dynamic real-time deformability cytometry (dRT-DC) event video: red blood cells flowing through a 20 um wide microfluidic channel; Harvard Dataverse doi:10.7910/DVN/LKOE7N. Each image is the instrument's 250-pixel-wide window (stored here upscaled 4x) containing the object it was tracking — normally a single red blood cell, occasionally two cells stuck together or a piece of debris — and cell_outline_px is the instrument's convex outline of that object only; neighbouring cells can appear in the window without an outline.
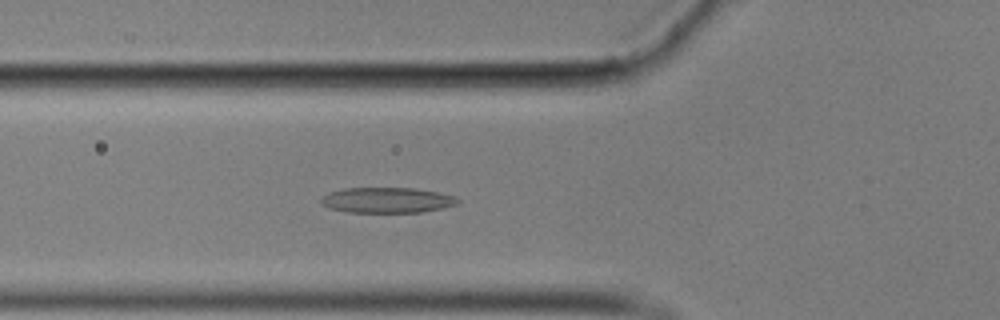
{"species": "common noctule bat (a hibernating species)", "species_latin": "Nyctalus noctula", "temperature_condition": "cold", "stored_images_in_passage": 57, "camera_frame_rate_fps": 3000, "um_per_image_px": 0.085, "animal": {"sex": "male", "body_mass_g": 17.9}, "frame": {"image": 1, "passage_image": 21, "time_ms": 6.667, "image_size_px": [1000, 320], "cell_outline_px": [[460, 204], [444, 208], [420, 212], [344, 212], [328, 208], [320, 204], [320, 200], [328, 192], [344, 188], [416, 188], [440, 192], [456, 196], [460, 200]], "centroid_in_image_um": [32.93, 17.01], "position_along_channel_um": 92.9, "area_um2": 20.63}}
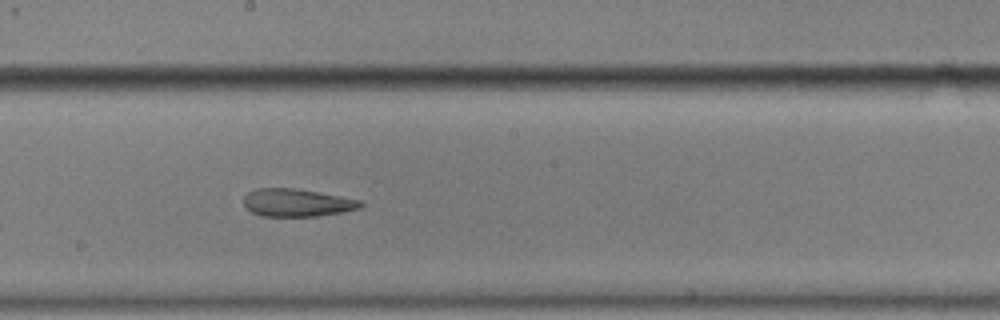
{"frame": {"image": 2, "passage_image": 32, "time_ms": 10.333, "image_size_px": [1000, 320], "cell_outline_px": [[364, 204], [360, 208], [340, 212], [316, 216], [264, 216], [252, 212], [244, 204], [244, 196], [248, 192], [256, 188], [292, 188], [364, 200]], "centroid_in_image_um": [25.25, 17.22], "position_along_channel_um": 222.9, "area_um2": 18.73}}
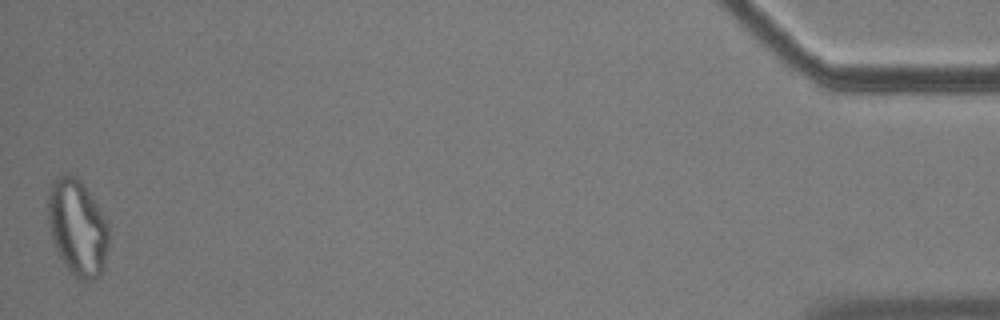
{"frame": {"image": 3, "passage_image": 57, "time_ms": 18.667, "image_size_px": [1000, 320], "cell_outline_px": [[108, 248], [104, 268], [100, 276], [96, 280], [80, 280], [64, 264], [52, 240], [48, 220], [48, 196], [52, 184], [56, 176], [60, 172], [68, 172], [80, 180], [84, 184], [100, 208], [108, 224]], "centroid_in_image_um": [6.6, 19.31], "position_along_channel_um": 428.6, "area_um2": 34.33}, "authors_computed_cell_mechanics": {"area_um2": 21.6172, "velocity_mm_per_s": 3.5409, "shape_relaxation_time_tau1_ms": null, "shape_relaxation_time_tau2_ms": 3.699, "deformation_change_tau1": null, "deformation_change_tau2": 0.1317}}